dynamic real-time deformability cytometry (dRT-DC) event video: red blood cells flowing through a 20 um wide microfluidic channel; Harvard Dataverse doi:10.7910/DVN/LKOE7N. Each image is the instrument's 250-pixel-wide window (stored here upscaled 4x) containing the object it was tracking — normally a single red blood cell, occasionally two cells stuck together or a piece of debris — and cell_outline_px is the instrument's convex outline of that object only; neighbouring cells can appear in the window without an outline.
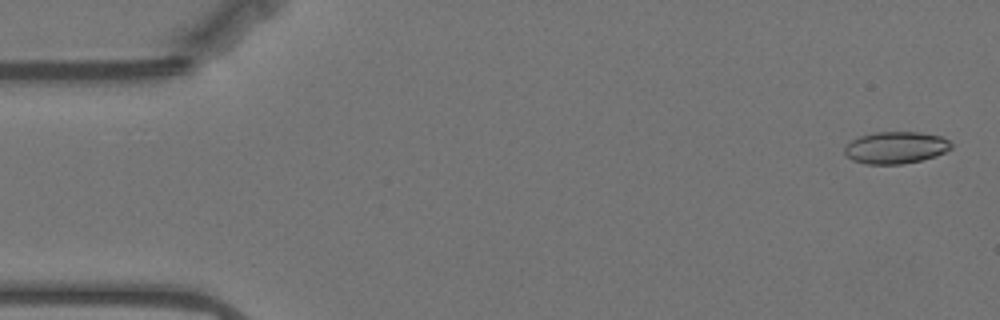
{"species": "Egyptian fruit bat (a non-hibernating species)", "species_latin": "Rousettus aegyptiacus", "temperature_condition": "warm", "stored_images_in_passage": 57, "camera_frame_rate_fps": 3000, "um_per_image_px": 0.085, "animal": {"sex": "female"}, "frame": {"image": 1, "passage_image": 2, "time_ms": 0.333, "image_size_px": [1000, 320], "cell_outline_px": [[952, 148], [936, 156], [920, 160], [900, 164], [864, 164], [852, 160], [844, 152], [844, 148], [852, 140], [860, 136], [876, 132], [920, 132], [940, 136], [948, 140], [952, 144]], "centroid_in_image_um": [76.14, 12.54], "position_along_channel_um": 8.9, "area_um2": 19.77}}
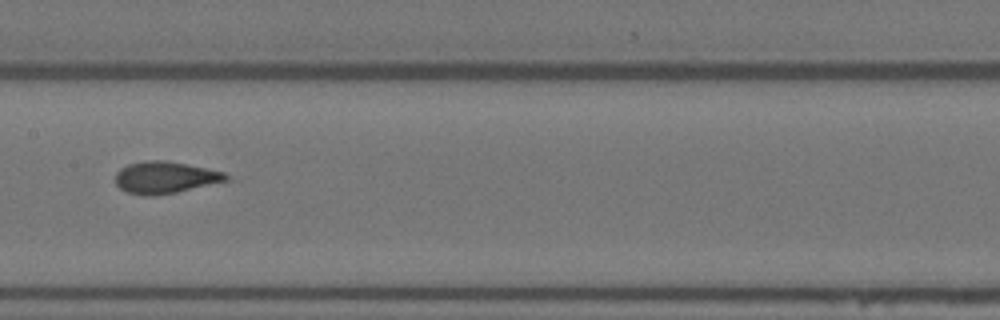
{"frame": {"image": 2, "passage_image": 28, "time_ms": 9.0, "image_size_px": [1000, 320], "cell_outline_px": [[236, 180], [156, 196], [144, 196], [128, 192], [120, 188], [116, 184], [116, 172], [120, 168], [128, 164], [144, 160], [164, 160], [224, 172]], "centroid_in_image_um": [14.09, 15.1], "position_along_channel_um": 193.3, "area_um2": 20.87}}
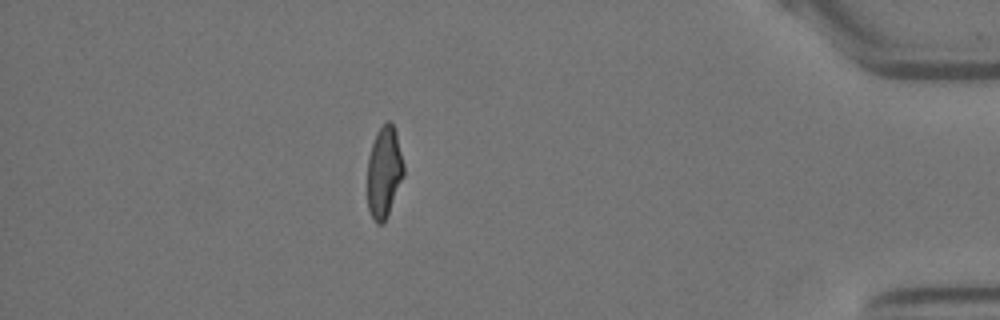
{"frame": {"image": 3, "passage_image": 50, "time_ms": 16.333, "image_size_px": [1000, 320], "cell_outline_px": [[404, 176], [384, 224], [376, 224], [368, 208], [368, 156], [376, 132], [388, 120], [392, 124], [396, 132], [404, 164]], "centroid_in_image_um": [32.66, 14.64], "position_along_channel_um": 402.5, "area_um2": 19.31}, "authors_computed_cell_mechanics": {"area_um2": 20.1722, "velocity_mm_per_s": 3.5293, "shape_relaxation_time_tau1_ms": 9.4121, "shape_relaxation_time_tau2_ms": 1.5685, "deformation_change_tau1": 0.2178, "deformation_change_tau2": 0.0817}}